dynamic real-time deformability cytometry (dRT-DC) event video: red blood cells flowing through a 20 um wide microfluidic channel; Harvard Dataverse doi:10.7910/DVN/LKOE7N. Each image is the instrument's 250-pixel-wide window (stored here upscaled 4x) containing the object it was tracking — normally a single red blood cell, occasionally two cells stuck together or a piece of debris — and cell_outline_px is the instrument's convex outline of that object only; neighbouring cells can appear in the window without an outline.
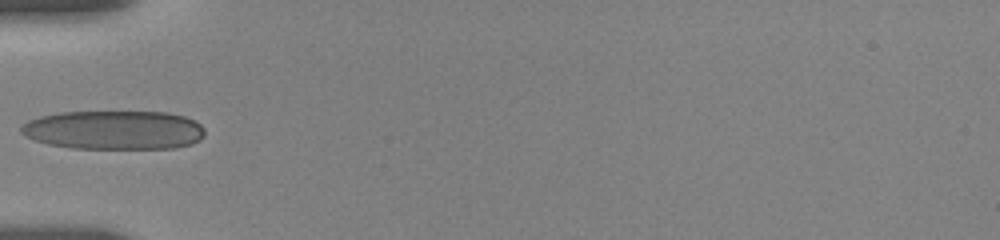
{"species": "human", "species_latin": "Homo sapiens", "temperature_condition": "room temperature", "stored_images_in_passage": 23, "camera_frame_rate_fps": 3000, "um_per_image_px": 0.085, "donor": {"sex": "female"}, "frame": {"image": 1, "passage_image": 1, "time_ms": 0.0, "image_size_px": [1000, 240], "cell_outline_px": [[204, 136], [200, 140], [192, 144], [176, 148], [72, 148], [48, 144], [24, 136], [20, 132], [20, 128], [28, 120], [40, 116], [60, 112], [164, 112], [184, 116], [200, 124], [204, 128]], "centroid_in_image_um": [9.69, 11.05], "position_along_channel_um": 75.3, "area_um2": 41.73}}
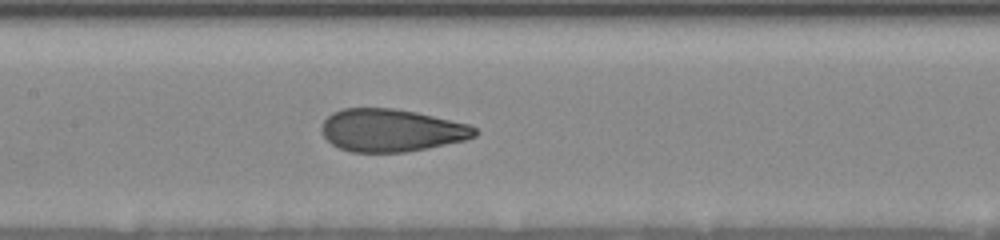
{"frame": {"image": 2, "passage_image": 11, "time_ms": 2.667, "image_size_px": [1000, 240], "cell_outline_px": [[480, 132], [476, 136], [464, 140], [428, 148], [404, 152], [352, 152], [340, 148], [332, 144], [324, 136], [324, 120], [332, 112], [344, 108], [392, 108], [416, 112], [468, 124], [476, 128]], "centroid_in_image_um": [33.3, 11.07], "position_along_channel_um": 174.1, "area_um2": 37.8}}
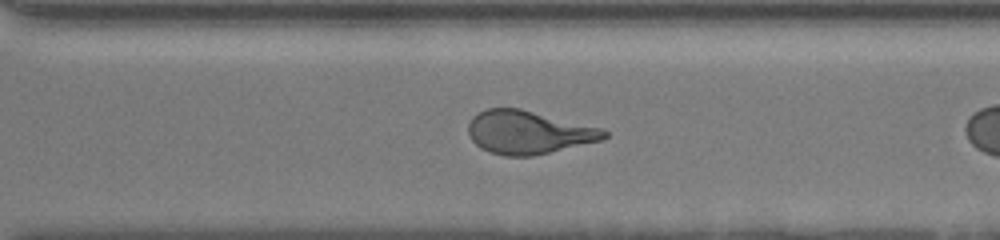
{"frame": {"image": 3, "passage_image": 22, "time_ms": 5.667, "image_size_px": [1000, 240], "cell_outline_px": [[608, 136], [600, 140], [532, 156], [504, 156], [480, 148], [472, 140], [468, 132], [468, 124], [472, 116], [488, 108], [520, 108], [600, 128], [608, 132]], "centroid_in_image_um": [44.87, 11.24], "position_along_channel_um": 325.7, "area_um2": 33.76}}